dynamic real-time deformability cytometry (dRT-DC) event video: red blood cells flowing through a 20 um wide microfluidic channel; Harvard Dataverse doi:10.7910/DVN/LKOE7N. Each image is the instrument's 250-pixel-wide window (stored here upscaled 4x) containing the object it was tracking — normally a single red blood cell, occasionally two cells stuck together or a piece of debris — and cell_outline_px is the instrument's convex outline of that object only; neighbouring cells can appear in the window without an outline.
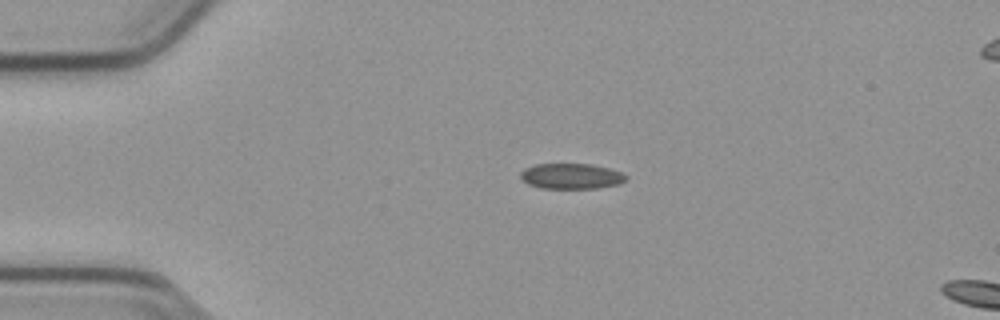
{"species": "common noctule bat (a hibernating species)", "species_latin": "Nyctalus noctula", "temperature_condition": "cold", "stored_images_in_passage": 4, "camera_frame_rate_fps": 3000, "um_per_image_px": 0.085, "animal": {"sex": "male", "body_mass_g": 23.1, "forearm_length_mm": 52.7}, "frame": {"image": 1, "passage_image": 1, "time_ms": 0.0, "image_size_px": [1000, 320], "cell_outline_px": [[628, 176], [624, 180], [616, 184], [596, 188], [540, 188], [528, 184], [520, 176], [520, 172], [524, 168], [536, 164], [588, 164], [608, 168], [620, 172]], "centroid_in_image_um": [48.5, 14.97], "position_along_channel_um": 36.5, "area_um2": 15.43}}